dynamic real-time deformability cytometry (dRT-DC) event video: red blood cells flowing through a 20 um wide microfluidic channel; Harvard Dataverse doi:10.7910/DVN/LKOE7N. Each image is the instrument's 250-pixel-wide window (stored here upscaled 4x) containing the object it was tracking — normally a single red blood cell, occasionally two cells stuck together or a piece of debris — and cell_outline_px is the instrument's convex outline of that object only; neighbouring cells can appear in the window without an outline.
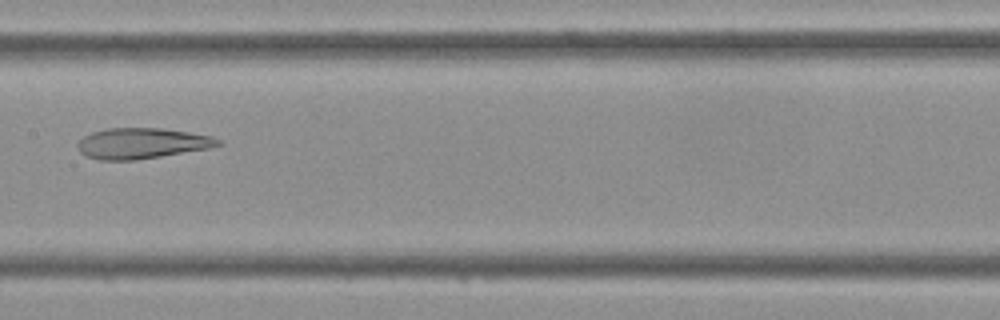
{"species": "Egyptian fruit bat (a non-hibernating species)", "species_latin": "Rousettus aegyptiacus", "temperature_condition": "cold", "stored_images_in_passage": 32, "camera_frame_rate_fps": 3000, "um_per_image_px": 0.085, "frame": {"image": 1, "passage_image": 11, "time_ms": 3.333, "image_size_px": [1000, 320], "cell_outline_px": [[224, 144], [212, 148], [160, 156], [132, 160], [100, 160], [88, 156], [80, 152], [76, 144], [84, 136], [92, 132], [108, 128], [164, 128], [212, 136], [220, 140]], "centroid_in_image_um": [12.09, 12.17], "position_along_channel_um": 195.3, "area_um2": 25.09}}
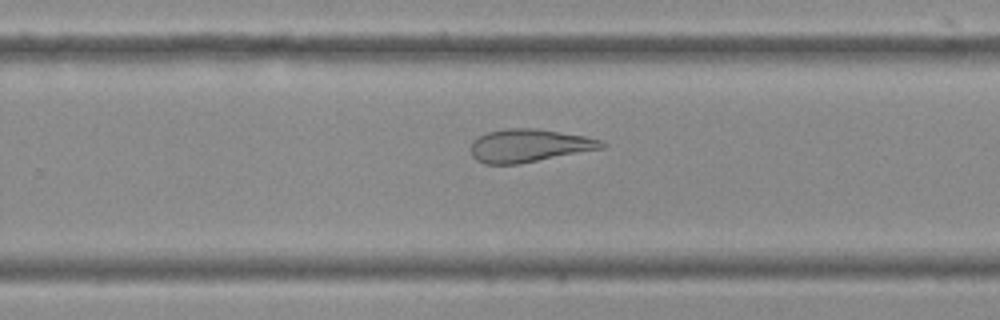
{"frame": {"image": 2, "passage_image": 17, "time_ms": 5.333, "image_size_px": [1000, 320], "cell_outline_px": [[608, 144], [604, 148], [520, 164], [484, 164], [476, 160], [472, 156], [472, 140], [488, 132], [508, 128], [536, 128], [584, 136], [600, 140]], "centroid_in_image_um": [44.98, 12.38], "position_along_channel_um": 284.8, "area_um2": 25.14}}
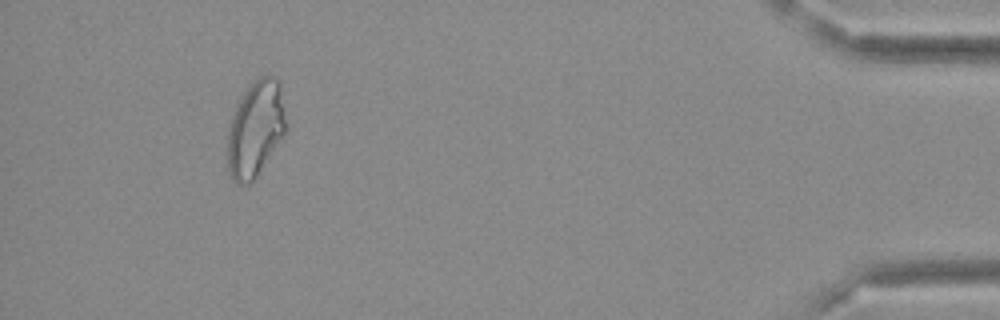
{"frame": {"image": 3, "passage_image": 30, "time_ms": 9.667, "image_size_px": [1000, 320], "cell_outline_px": [[288, 128], [284, 136], [256, 176], [248, 184], [236, 184], [232, 180], [228, 172], [228, 128], [236, 104], [244, 92], [260, 76], [276, 76], [280, 80]], "centroid_in_image_um": [21.74, 10.94], "position_along_channel_um": 413.5, "area_um2": 32.95}}